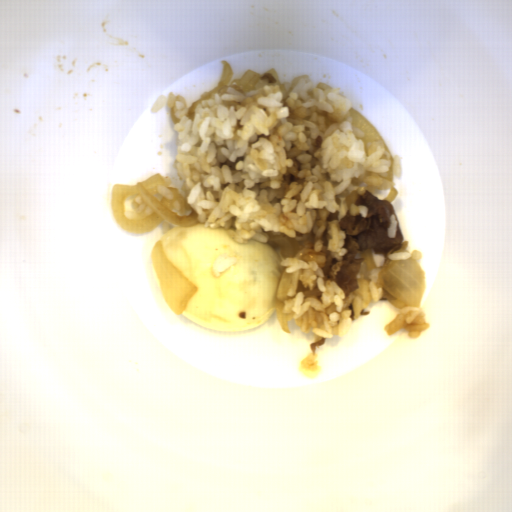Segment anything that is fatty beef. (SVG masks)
Returning <instances> with one entry per match:
<instances>
[{
  "instance_id": "8fa450e3",
  "label": "fatty beef",
  "mask_w": 512,
  "mask_h": 512,
  "mask_svg": "<svg viewBox=\"0 0 512 512\" xmlns=\"http://www.w3.org/2000/svg\"><path fill=\"white\" fill-rule=\"evenodd\" d=\"M354 205L365 206L366 217L361 212L352 214L350 210H346L345 216L338 222V226L346 235L343 248H348L349 251L342 256L334 283L346 298L354 290L360 289L357 274L364 257H356L357 254L373 249L374 254L385 256L392 251H399L404 242L400 227H397L394 238H389L387 234L390 215L397 214L391 201L378 199L365 190L362 195L356 197Z\"/></svg>"
}]
</instances>
